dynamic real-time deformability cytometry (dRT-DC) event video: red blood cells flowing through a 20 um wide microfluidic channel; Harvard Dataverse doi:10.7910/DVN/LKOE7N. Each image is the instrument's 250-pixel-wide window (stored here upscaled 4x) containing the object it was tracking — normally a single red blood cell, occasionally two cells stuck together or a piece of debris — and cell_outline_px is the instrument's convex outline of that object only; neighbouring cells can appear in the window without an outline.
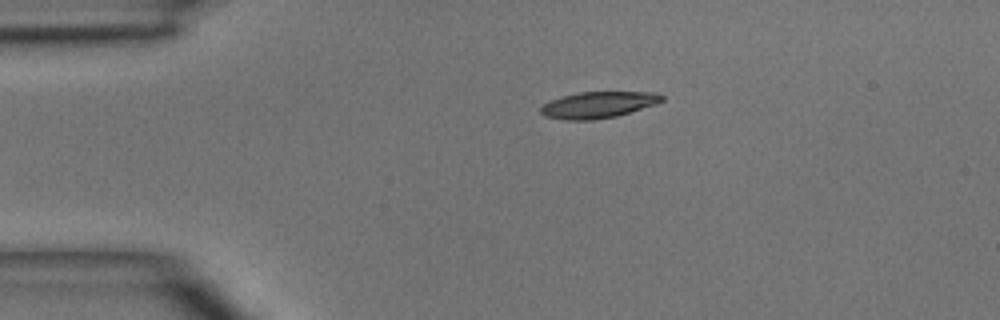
{"species": "common noctule bat (a hibernating species)", "species_latin": "Nyctalus noctula", "temperature_condition": "room temperature", "stored_images_in_passage": 3, "camera_frame_rate_fps": 3000, "um_per_image_px": 0.085, "animal": {"sex": "male", "body_mass_g": 15.6}, "frame": {"image": 1, "passage_image": 3, "time_ms": 2.333, "image_size_px": [1000, 320], "cell_outline_px": [[664, 100], [656, 104], [616, 116], [592, 120], [564, 120], [544, 116], [540, 112], [540, 108], [544, 104], [552, 100], [564, 96], [580, 92], [660, 92], [664, 96]], "centroid_in_image_um": [50.88, 8.91], "position_along_channel_um": 34.1, "area_um2": 18.55}}